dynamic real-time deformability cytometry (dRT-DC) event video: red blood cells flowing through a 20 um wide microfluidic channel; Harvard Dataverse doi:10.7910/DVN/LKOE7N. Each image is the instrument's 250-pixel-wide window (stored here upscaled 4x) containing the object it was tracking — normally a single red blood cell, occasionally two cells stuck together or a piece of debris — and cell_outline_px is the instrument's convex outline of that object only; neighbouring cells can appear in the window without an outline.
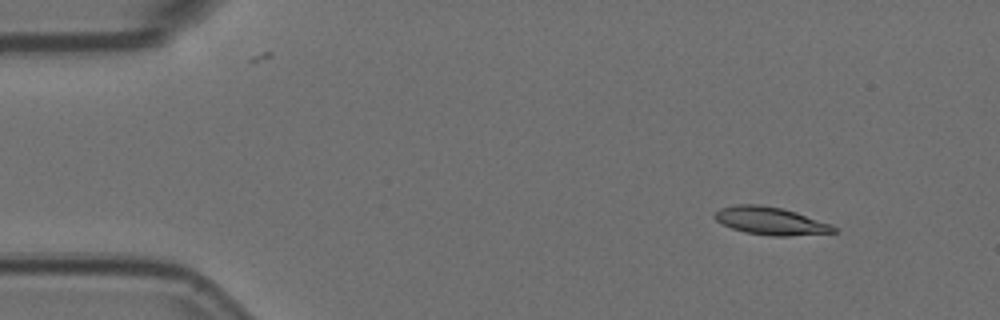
{"species": "Egyptian fruit bat (a non-hibernating species)", "species_latin": "Rousettus aegyptiacus", "temperature_condition": "room temperature", "stored_images_in_passage": 4, "camera_frame_rate_fps": 3000, "um_per_image_px": 0.085, "animal": {"sex": "female"}, "frame": {"image": 1, "passage_image": 2, "time_ms": 0.333, "image_size_px": [1000, 320], "cell_outline_px": [[836, 232], [788, 236], [768, 236], [744, 232], [732, 228], [716, 220], [712, 216], [720, 208], [736, 204], [760, 204], [780, 208], [796, 212], [832, 224], [836, 228]], "centroid_in_image_um": [65.49, 18.78], "position_along_channel_um": 19.5, "area_um2": 19.25}}